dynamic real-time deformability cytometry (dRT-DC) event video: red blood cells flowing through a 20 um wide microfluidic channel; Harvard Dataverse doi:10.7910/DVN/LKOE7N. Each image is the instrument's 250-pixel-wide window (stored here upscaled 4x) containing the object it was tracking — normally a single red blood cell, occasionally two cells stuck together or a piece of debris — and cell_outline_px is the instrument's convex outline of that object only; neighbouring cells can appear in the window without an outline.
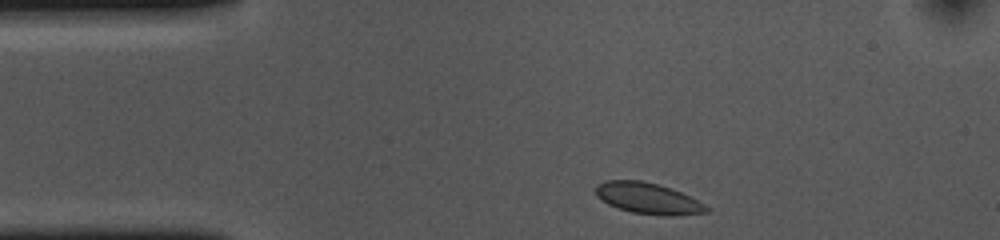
{"species": "common noctule bat (a hibernating species)", "species_latin": "Nyctalus noctula", "temperature_condition": "cold", "stored_images_in_passage": 35, "camera_frame_rate_fps": 3000, "um_per_image_px": 0.085, "animal": {"sex": "female", "body_mass_g": 10.0, "forearm_length_mm": 53.1}, "frame": {"image": 1, "passage_image": 1, "time_ms": 0.0, "image_size_px": [1000, 240], "cell_outline_px": [[708, 212], [672, 216], [632, 212], [608, 204], [596, 196], [596, 184], [604, 180], [640, 180], [672, 188], [704, 204], [708, 208]], "centroid_in_image_um": [55.04, 16.84], "position_along_channel_um": 30.0, "area_um2": 19.77}}
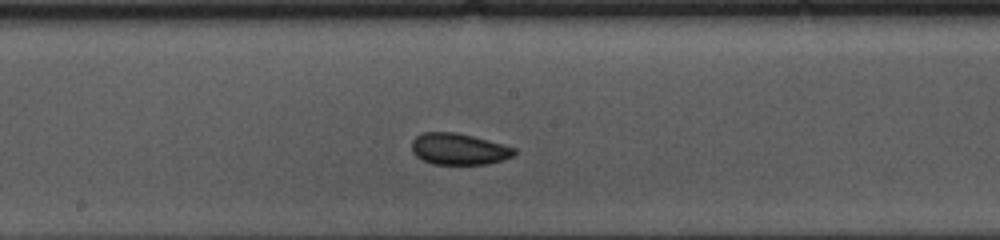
{"frame": {"image": 2, "passage_image": 19, "time_ms": 6.0, "image_size_px": [1000, 240], "cell_outline_px": [[516, 152], [512, 156], [504, 160], [488, 164], [432, 164], [416, 156], [412, 152], [412, 140], [416, 136], [424, 132], [456, 132], [472, 136], [516, 148]], "centroid_in_image_um": [38.99, 12.67], "position_along_channel_um": 209.2, "area_um2": 18.73}}
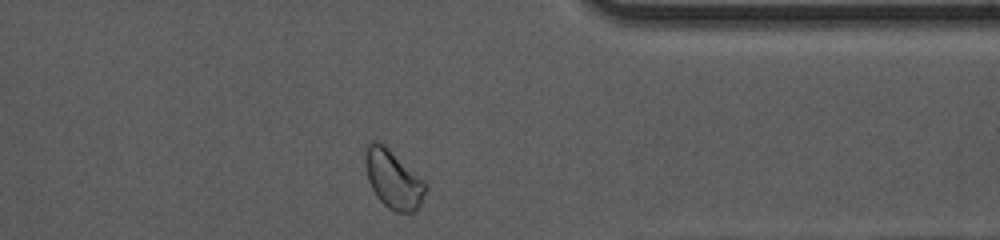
{"frame": {"image": 3, "passage_image": 34, "time_ms": 11.0, "image_size_px": [1000, 240], "cell_outline_px": [[428, 188], [416, 212], [396, 212], [388, 208], [376, 196], [368, 180], [364, 164], [364, 152], [368, 140], [376, 140], [384, 144], [424, 180], [428, 184]], "centroid_in_image_um": [33.41, 15.21], "position_along_channel_um": 378.0, "area_um2": 20.87}}